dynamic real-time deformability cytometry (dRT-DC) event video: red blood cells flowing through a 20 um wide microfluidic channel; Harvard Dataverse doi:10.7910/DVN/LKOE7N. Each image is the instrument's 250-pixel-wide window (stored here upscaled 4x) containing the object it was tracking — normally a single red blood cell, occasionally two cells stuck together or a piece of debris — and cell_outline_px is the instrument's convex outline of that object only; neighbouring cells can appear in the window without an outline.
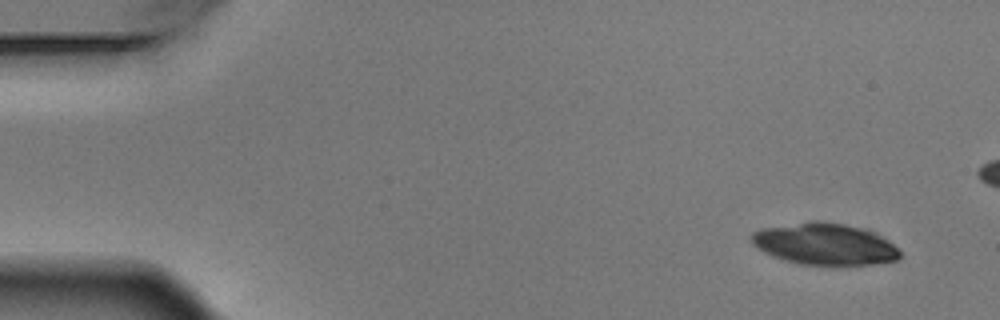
{"species": "Egyptian fruit bat (a non-hibernating species)", "species_latin": "Rousettus aegyptiacus", "temperature_condition": "warm", "stored_images_in_passage": 5, "camera_frame_rate_fps": 3000, "um_per_image_px": 0.085, "animal": {"sex": "male"}, "frame": {"image": 1, "passage_image": 1, "time_ms": 0.0, "image_size_px": [1000, 320], "cell_outline_px": [[904, 256], [900, 260], [872, 264], [836, 268], [800, 264], [784, 260], [772, 256], [764, 252], [752, 244], [752, 232], [760, 228], [812, 220], [824, 220], [844, 224], [860, 228], [872, 232], [880, 236], [900, 248]], "centroid_in_image_um": [70.14, 20.78], "position_along_channel_um": 14.9, "area_um2": 37.22}}